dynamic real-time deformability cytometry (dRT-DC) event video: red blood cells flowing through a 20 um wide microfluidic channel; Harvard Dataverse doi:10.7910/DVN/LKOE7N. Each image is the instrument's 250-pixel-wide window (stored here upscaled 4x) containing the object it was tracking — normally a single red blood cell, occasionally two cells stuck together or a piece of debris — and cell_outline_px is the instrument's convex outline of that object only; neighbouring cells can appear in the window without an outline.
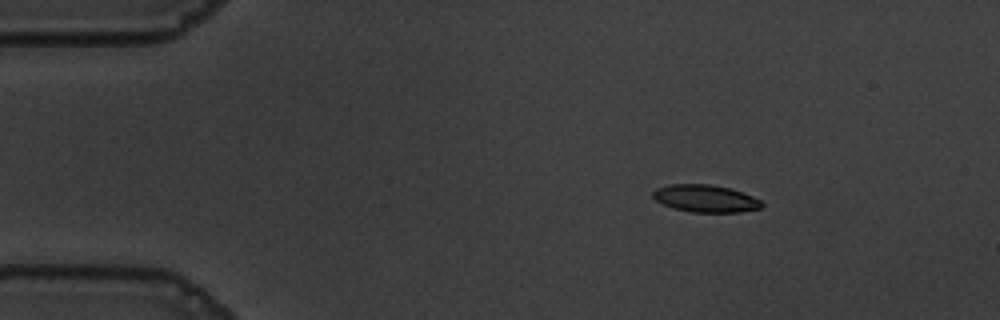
{"species": "common noctule bat (a hibernating species)", "species_latin": "Nyctalus noctula", "temperature_condition": "warm", "stored_images_in_passage": 48, "camera_frame_rate_fps": 3000, "um_per_image_px": 0.085, "animal": {"sex": "male", "body_mass_g": 19.5, "forearm_length_mm": 54.6}, "frame": {"image": 1, "passage_image": 1, "time_ms": 0.0, "image_size_px": [1000, 320], "cell_outline_px": [[764, 204], [760, 208], [740, 212], [692, 212], [672, 208], [656, 200], [652, 196], [652, 192], [656, 188], [672, 184], [708, 184], [728, 188], [752, 196], [760, 200]], "centroid_in_image_um": [59.94, 16.88], "position_along_channel_um": 25.1, "area_um2": 17.17}}
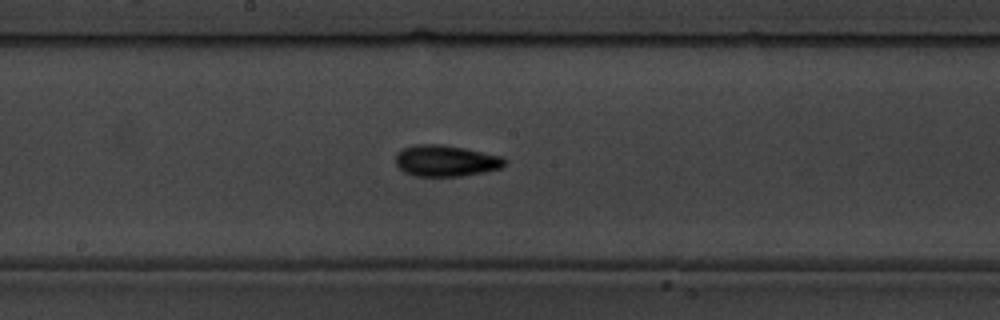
{"frame": {"image": 2, "passage_image": 22, "time_ms": 7.0, "image_size_px": [1000, 320], "cell_outline_px": [[504, 164], [500, 168], [484, 172], [460, 176], [416, 176], [404, 172], [396, 164], [396, 152], [404, 148], [416, 144], [440, 144], [464, 148], [500, 156], [504, 160]], "centroid_in_image_um": [37.84, 13.66], "position_along_channel_um": 210.4, "area_um2": 19.65}}
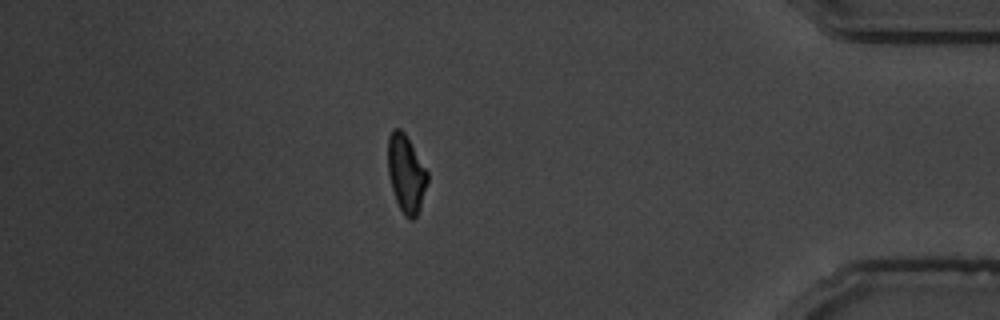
{"frame": {"image": 3, "passage_image": 41, "time_ms": 13.333, "image_size_px": [1000, 320], "cell_outline_px": [[428, 180], [420, 208], [416, 216], [412, 220], [408, 220], [404, 216], [396, 200], [392, 188], [388, 172], [388, 136], [392, 128], [400, 128], [404, 132], [428, 172]], "centroid_in_image_um": [34.51, 14.76], "position_along_channel_um": 400.7, "area_um2": 17.8}, "authors_computed_cell_mechanics": {"area_um2": 18.3515, "velocity_mm_per_s": 3.6201, "shape_relaxation_time_tau1_ms": 3.6012, "shape_relaxation_time_tau2_ms": 2.2951, "deformation_change_tau1": 0.1444, "deformation_change_tau2": 0.0881}}